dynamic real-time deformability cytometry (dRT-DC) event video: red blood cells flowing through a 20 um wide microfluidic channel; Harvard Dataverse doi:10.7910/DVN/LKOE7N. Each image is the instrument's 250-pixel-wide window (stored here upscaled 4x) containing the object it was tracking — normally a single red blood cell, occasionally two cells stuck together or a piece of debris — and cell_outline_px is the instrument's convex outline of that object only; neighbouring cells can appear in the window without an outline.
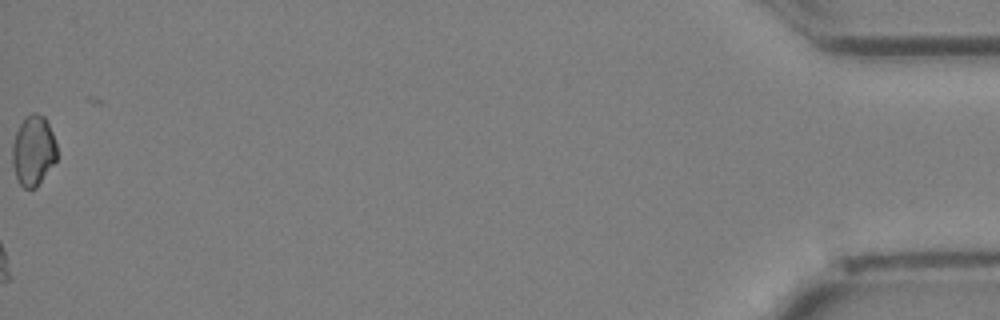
{"species": "Egyptian fruit bat (a non-hibernating species)", "species_latin": "Rousettus aegyptiacus", "temperature_condition": "cold", "stored_images_in_passage": 34, "camera_frame_rate_fps": 3000, "um_per_image_px": 0.085, "animal": {"sex": "female"}, "frame": {"image": 1, "passage_image": 34, "time_ms": 11.0, "image_size_px": [1000, 320], "cell_outline_px": [[56, 160], [36, 188], [24, 188], [20, 184], [16, 176], [12, 164], [12, 144], [16, 132], [24, 116], [32, 112], [36, 112], [44, 116], [52, 132], [56, 144]], "centroid_in_image_um": [2.82, 12.78], "position_along_channel_um": 432.4, "area_um2": 18.21}}